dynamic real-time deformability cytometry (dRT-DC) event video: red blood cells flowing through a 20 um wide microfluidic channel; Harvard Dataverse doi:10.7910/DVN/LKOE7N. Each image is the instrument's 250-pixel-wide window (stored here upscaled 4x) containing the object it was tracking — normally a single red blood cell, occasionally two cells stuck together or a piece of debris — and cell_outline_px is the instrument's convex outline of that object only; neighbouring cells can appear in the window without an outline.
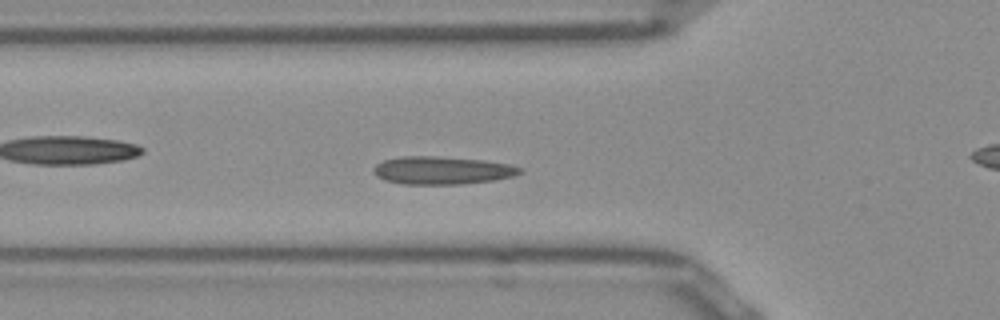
{"species": "Egyptian fruit bat (a non-hibernating species)", "species_latin": "Rousettus aegyptiacus", "temperature_condition": "room temperature", "stored_images_in_passage": 48, "camera_frame_rate_fps": 3000, "um_per_image_px": 0.085, "frame": {"image": 1, "passage_image": 13, "time_ms": 4.0, "image_size_px": [1000, 320], "cell_outline_px": [[520, 172], [512, 176], [492, 180], [464, 184], [404, 184], [384, 180], [376, 176], [372, 168], [376, 164], [384, 160], [404, 156], [432, 156], [484, 160], [508, 164], [520, 168]], "centroid_in_image_um": [37.52, 14.48], "position_along_channel_um": 88.3, "area_um2": 23.52}}
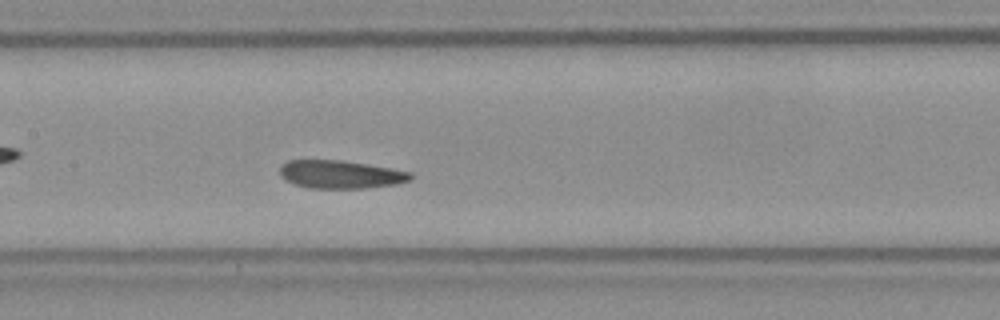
{"frame": {"image": 2, "passage_image": 20, "time_ms": 6.333, "image_size_px": [1000, 320], "cell_outline_px": [[412, 176], [408, 180], [396, 184], [364, 188], [308, 188], [296, 184], [280, 176], [280, 164], [288, 160], [340, 160], [412, 172]], "centroid_in_image_um": [28.9, 14.82], "position_along_channel_um": 178.5, "area_um2": 21.1}}
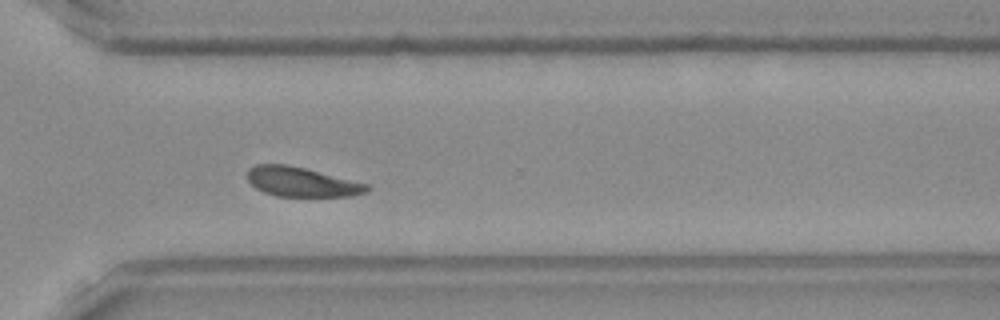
{"frame": {"image": 3, "passage_image": 33, "time_ms": 10.667, "image_size_px": [1000, 320], "cell_outline_px": [[372, 188], [368, 192], [352, 196], [276, 196], [264, 192], [256, 188], [248, 180], [248, 168], [256, 164], [288, 164], [368, 184]], "centroid_in_image_um": [25.65, 15.46], "position_along_channel_um": 345.0, "area_um2": 20.52}, "authors_computed_cell_mechanics": {"area_um2": 21.5305, "velocity_mm_per_s": 3.8481, "shape_relaxation_time_tau1_ms": null, "shape_relaxation_time_tau2_ms": 2.0968, "deformation_change_tau1": null, "deformation_change_tau2": 0.0539}}